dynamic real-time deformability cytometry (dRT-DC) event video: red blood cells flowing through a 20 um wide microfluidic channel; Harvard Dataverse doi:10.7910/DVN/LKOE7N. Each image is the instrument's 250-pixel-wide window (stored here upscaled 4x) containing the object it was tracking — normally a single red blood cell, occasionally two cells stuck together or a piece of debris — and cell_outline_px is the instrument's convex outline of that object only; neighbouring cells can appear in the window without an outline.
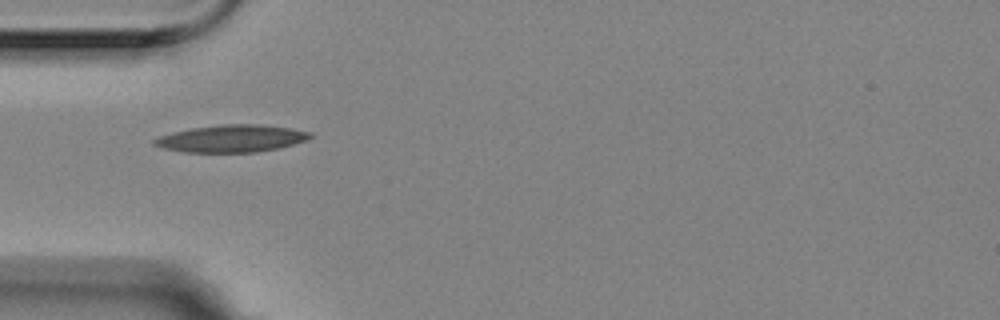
{"species": "Egyptian fruit bat (a non-hibernating species)", "species_latin": "Rousettus aegyptiacus", "temperature_condition": "room temperature", "stored_images_in_passage": 1, "camera_frame_rate_fps": 3000, "um_per_image_px": 0.085, "animal": {"sex": "female"}, "frame": {"image": 1, "passage_image": 1, "time_ms": 0.0, "image_size_px": [1000, 320], "cell_outline_px": [[312, 136], [308, 140], [280, 148], [256, 152], [184, 152], [164, 148], [152, 144], [152, 140], [160, 136], [172, 132], [192, 128], [220, 124], [260, 124], [288, 128], [312, 132]], "centroid_in_image_um": [19.69, 11.77], "position_along_channel_um": 65.3, "area_um2": 24.8}}